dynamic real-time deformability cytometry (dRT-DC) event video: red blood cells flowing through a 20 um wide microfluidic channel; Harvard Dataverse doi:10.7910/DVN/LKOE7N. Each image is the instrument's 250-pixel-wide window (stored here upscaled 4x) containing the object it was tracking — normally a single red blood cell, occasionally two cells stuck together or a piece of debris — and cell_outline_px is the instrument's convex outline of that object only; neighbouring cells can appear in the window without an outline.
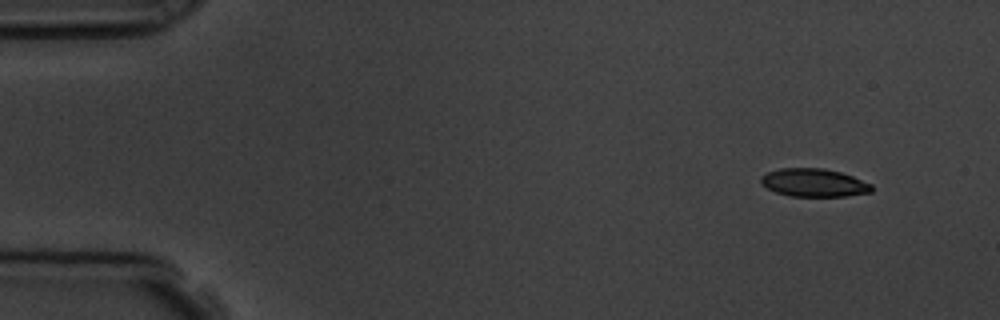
{"species": "common noctule bat (a hibernating species)", "species_latin": "Nyctalus noctula", "temperature_condition": "room temperature", "stored_images_in_passage": 50, "camera_frame_rate_fps": 3000, "um_per_image_px": 0.085, "animal": {"sex": "male", "body_mass_g": 19.5, "forearm_length_mm": 54.6}, "frame": {"image": 1, "passage_image": 1, "time_ms": 0.0, "image_size_px": [1000, 320], "cell_outline_px": [[872, 192], [844, 196], [788, 196], [776, 192], [760, 184], [760, 176], [768, 172], [780, 168], [824, 168], [840, 172], [852, 176], [872, 184]], "centroid_in_image_um": [69.16, 15.53], "position_along_channel_um": 15.8, "area_um2": 18.15}}
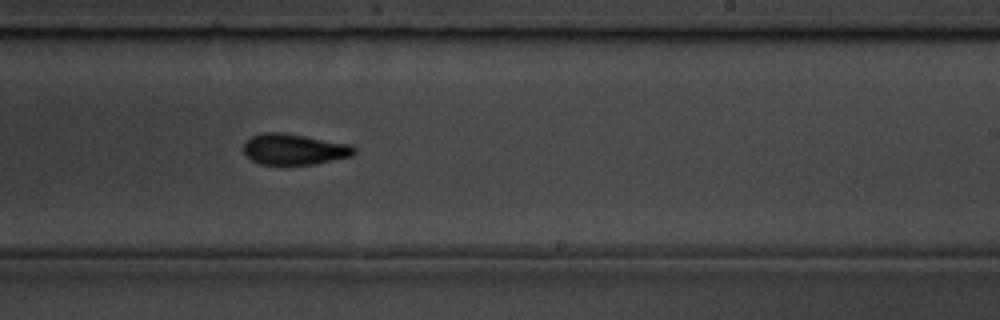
{"frame": {"image": 2, "passage_image": 29, "time_ms": 9.333, "image_size_px": [1000, 320], "cell_outline_px": [[356, 152], [352, 156], [316, 164], [260, 164], [252, 160], [244, 152], [244, 144], [252, 136], [264, 132], [280, 132], [352, 144], [356, 148]], "centroid_in_image_um": [25.05, 12.69], "position_along_channel_um": 264.0, "area_um2": 19.83}}
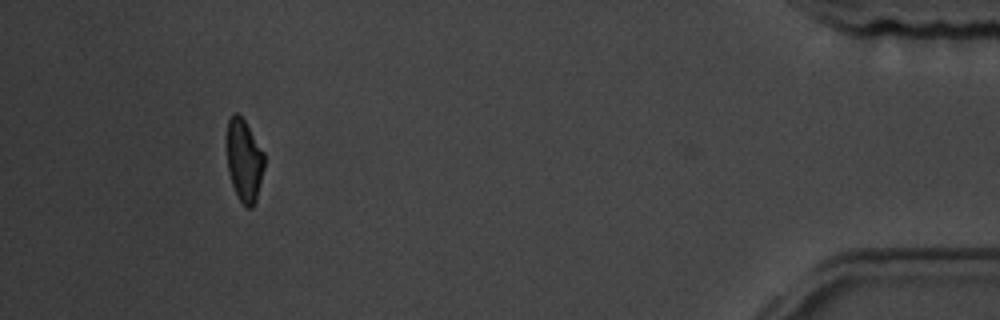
{"frame": {"image": 3, "passage_image": 46, "time_ms": 15.0, "image_size_px": [1000, 320], "cell_outline_px": [[264, 168], [256, 200], [252, 208], [248, 208], [240, 200], [232, 184], [228, 172], [228, 120], [232, 112], [236, 112], [244, 120], [264, 152]], "centroid_in_image_um": [20.77, 13.63], "position_along_channel_um": 414.4, "area_um2": 17.63}, "authors_computed_cell_mechanics": {"area_um2": 19.3919, "velocity_mm_per_s": 3.8191, "shape_relaxation_time_tau1_ms": 3.3097, "shape_relaxation_time_tau2_ms": 2.7064, "deformation_change_tau1": 0.1371, "deformation_change_tau2": 0.0962}}